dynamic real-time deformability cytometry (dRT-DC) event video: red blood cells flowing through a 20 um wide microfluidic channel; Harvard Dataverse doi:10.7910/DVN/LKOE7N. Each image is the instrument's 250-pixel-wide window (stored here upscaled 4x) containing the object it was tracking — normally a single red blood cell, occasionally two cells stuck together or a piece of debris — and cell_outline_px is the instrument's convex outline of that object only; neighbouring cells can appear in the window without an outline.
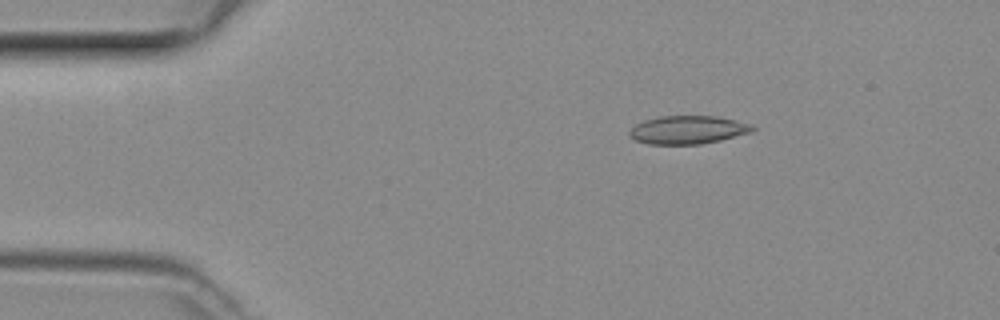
{"species": "common noctule bat (a hibernating species)", "species_latin": "Nyctalus noctula", "temperature_condition": "room temperature", "stored_images_in_passage": 41, "camera_frame_rate_fps": 3000, "um_per_image_px": 0.085, "animal": {"sex": "female", "body_mass_g": 29.2, "forearm_length_mm": 56.3}, "frame": {"image": 1, "passage_image": 1, "time_ms": 0.0, "image_size_px": [1000, 320], "cell_outline_px": [[756, 128], [752, 132], [720, 140], [700, 144], [648, 144], [636, 140], [628, 136], [628, 132], [636, 124], [644, 120], [660, 116], [716, 116], [752, 124]], "centroid_in_image_um": [58.46, 11.03], "position_along_channel_um": 26.5, "area_um2": 20.23}}
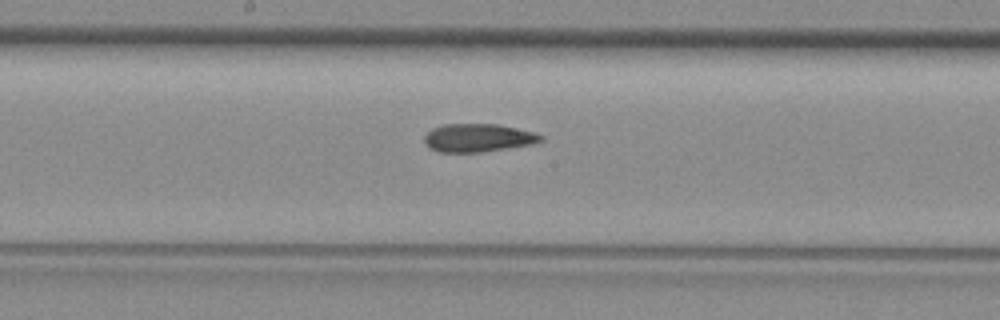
{"frame": {"image": 2, "passage_image": 18, "time_ms": 5.667, "image_size_px": [1000, 320], "cell_outline_px": [[544, 140], [532, 144], [508, 148], [480, 152], [440, 152], [428, 148], [424, 144], [424, 136], [432, 128], [444, 124], [496, 124], [536, 132], [544, 136]], "centroid_in_image_um": [40.63, 11.72], "position_along_channel_um": 207.6, "area_um2": 19.25}}
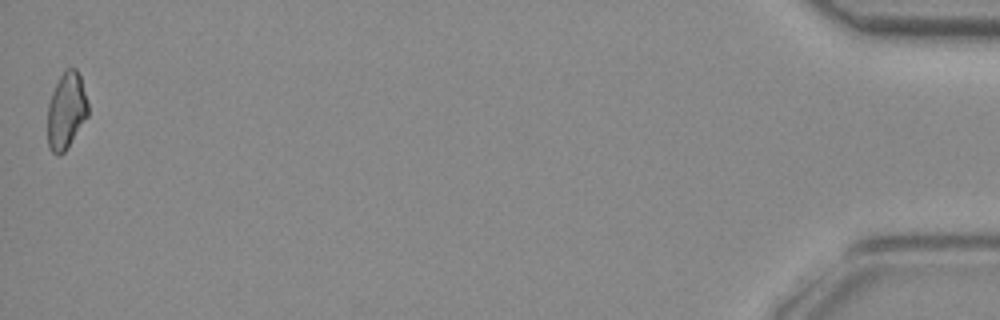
{"frame": {"image": 3, "passage_image": 41, "time_ms": 13.333, "image_size_px": [1000, 320], "cell_outline_px": [[88, 116], [64, 152], [60, 156], [56, 156], [48, 148], [48, 104], [52, 92], [64, 68], [76, 68], [80, 76], [88, 104]], "centroid_in_image_um": [5.62, 9.42], "position_along_channel_um": 429.6, "area_um2": 18.03}}